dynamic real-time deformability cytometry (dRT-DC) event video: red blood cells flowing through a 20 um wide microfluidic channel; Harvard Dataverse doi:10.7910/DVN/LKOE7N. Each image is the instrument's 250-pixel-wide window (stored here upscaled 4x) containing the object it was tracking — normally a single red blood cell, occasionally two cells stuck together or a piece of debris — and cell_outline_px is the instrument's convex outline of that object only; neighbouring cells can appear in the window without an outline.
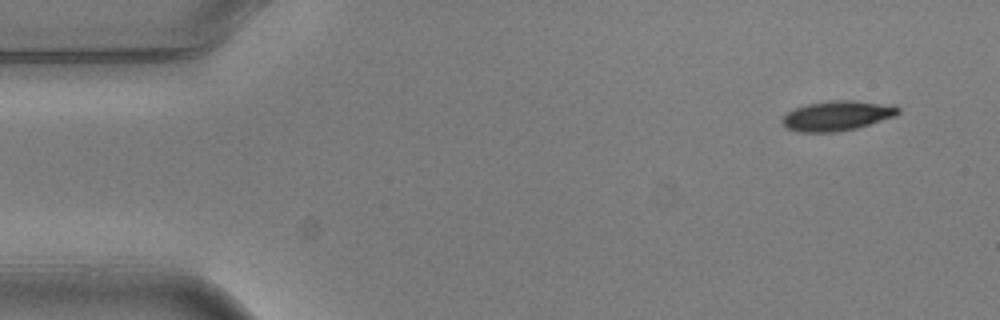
{"species": "common noctule bat (a hibernating species)", "species_latin": "Nyctalus noctula", "temperature_condition": "warm", "stored_images_in_passage": 4, "camera_frame_rate_fps": 3000, "um_per_image_px": 0.085, "animal": {"sex": "male", "body_mass_g": 20.5, "forearm_length_mm": 52.5}, "frame": {"image": 1, "passage_image": 1, "time_ms": 0.0, "image_size_px": [1000, 320], "cell_outline_px": [[900, 112], [896, 116], [856, 128], [836, 132], [796, 132], [788, 128], [780, 120], [788, 112], [796, 108], [808, 104], [832, 100], [852, 100], [896, 104], [900, 108]], "centroid_in_image_um": [71.21, 9.83], "position_along_channel_um": 13.8, "area_um2": 20.29}}
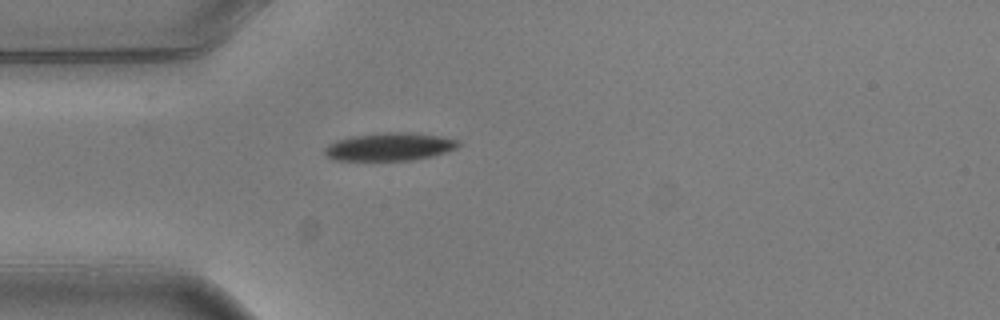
{"frame": {"image": 2, "passage_image": 4, "time_ms": 1.0, "image_size_px": [1000, 320], "cell_outline_px": [[460, 144], [456, 148], [432, 156], [412, 160], [332, 160], [324, 156], [324, 148], [328, 144], [336, 140], [352, 136], [384, 132], [408, 132], [440, 136], [460, 140]], "centroid_in_image_um": [33.07, 12.47], "position_along_channel_um": 51.9, "area_um2": 21.85}}